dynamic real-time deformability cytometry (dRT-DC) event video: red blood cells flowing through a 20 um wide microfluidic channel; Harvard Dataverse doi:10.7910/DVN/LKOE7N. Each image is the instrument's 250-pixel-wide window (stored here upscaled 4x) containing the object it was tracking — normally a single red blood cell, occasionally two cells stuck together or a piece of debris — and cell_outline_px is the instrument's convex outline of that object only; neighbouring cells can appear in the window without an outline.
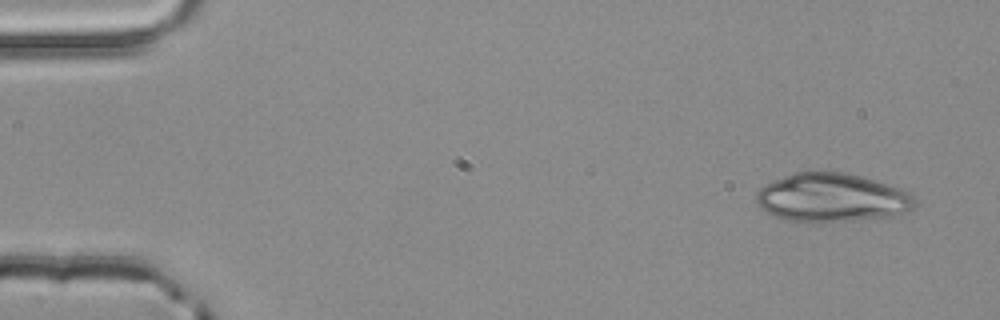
{"species": "common noctule bat (a hibernating species)", "species_latin": "Nyctalus noctula", "temperature_condition": "room temperature", "stored_images_in_passage": 3, "camera_frame_rate_fps": 3000, "um_per_image_px": 0.085, "animal": {"sex": "male", "body_mass_g": 20.4}, "frame": {"image": 1, "passage_image": 1, "time_ms": 0.0, "image_size_px": [1000, 320], "cell_outline_px": [[916, 204], [908, 212], [892, 216], [820, 224], [792, 224], [764, 212], [760, 208], [756, 200], [756, 192], [764, 184], [772, 180], [792, 172], [812, 168], [844, 172], [860, 176], [888, 184], [900, 188], [916, 196]], "centroid_in_image_um": [70.63, 16.81], "position_along_channel_um": 14.4, "area_um2": 47.05}}